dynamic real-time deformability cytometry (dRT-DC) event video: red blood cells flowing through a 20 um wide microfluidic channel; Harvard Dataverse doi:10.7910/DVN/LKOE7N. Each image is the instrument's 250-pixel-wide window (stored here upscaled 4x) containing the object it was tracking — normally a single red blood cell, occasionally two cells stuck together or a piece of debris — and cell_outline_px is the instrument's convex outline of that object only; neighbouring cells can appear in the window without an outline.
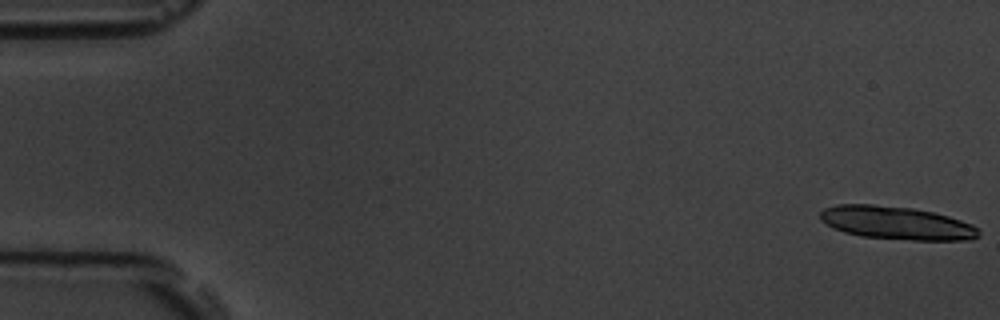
{"species": "common noctule bat (a hibernating species)", "species_latin": "Nyctalus noctula", "temperature_condition": "room temperature", "stored_images_in_passage": 5, "camera_frame_rate_fps": 3000, "um_per_image_px": 0.085, "animal": {"sex": "male", "body_mass_g": 19.5, "forearm_length_mm": 54.6}, "frame": {"image": 1, "passage_image": 1, "time_ms": 0.0, "image_size_px": [1000, 320], "cell_outline_px": [[980, 236], [972, 240], [912, 240], [860, 236], [844, 232], [832, 228], [820, 220], [820, 212], [824, 208], [836, 204], [872, 204], [912, 208], [932, 212], [948, 216], [972, 224], [980, 228]], "centroid_in_image_um": [76.21, 18.95], "position_along_channel_um": 8.8, "area_um2": 30.81}}